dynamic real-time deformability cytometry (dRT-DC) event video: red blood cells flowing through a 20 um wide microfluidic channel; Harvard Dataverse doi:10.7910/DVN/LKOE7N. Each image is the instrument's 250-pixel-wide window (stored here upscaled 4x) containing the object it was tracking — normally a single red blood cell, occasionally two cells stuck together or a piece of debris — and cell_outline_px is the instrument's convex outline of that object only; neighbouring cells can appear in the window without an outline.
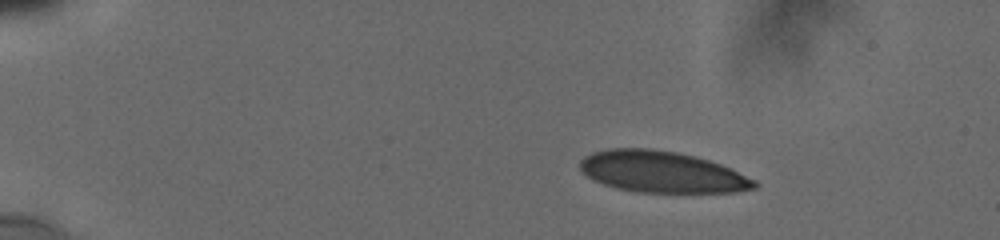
{"species": "human", "species_latin": "Homo sapiens", "temperature_condition": "cold", "stored_images_in_passage": 13, "camera_frame_rate_fps": 3000, "um_per_image_px": 0.085, "donor": {"sex": "male"}, "frame": {"image": 1, "passage_image": 1, "time_ms": 0.0, "image_size_px": [1000, 240], "cell_outline_px": [[760, 184], [756, 188], [736, 192], [636, 192], [616, 188], [592, 180], [580, 168], [580, 160], [584, 156], [592, 152], [608, 148], [652, 148], [676, 152], [696, 156], [720, 164], [756, 180]], "centroid_in_image_um": [56.25, 14.61], "position_along_channel_um": 28.7, "area_um2": 42.14}}
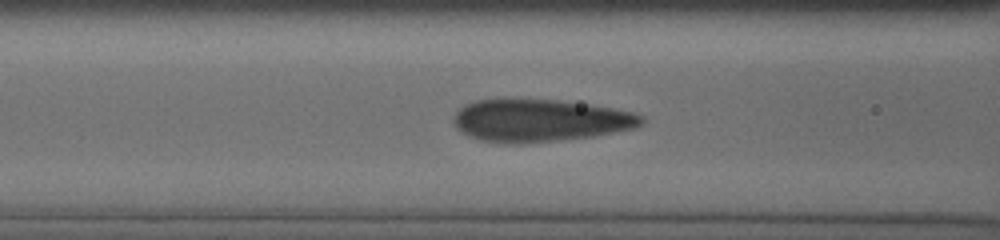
{"frame": {"image": 2, "passage_image": 12, "time_ms": 5.0, "image_size_px": [1000, 240], "cell_outline_px": [[644, 124], [636, 128], [596, 136], [560, 140], [520, 144], [508, 144], [480, 140], [468, 136], [456, 128], [452, 120], [452, 116], [456, 108], [472, 100], [556, 100], [608, 108], [632, 112], [644, 116]], "centroid_in_image_um": [45.83, 10.26], "position_along_channel_um": 120.8, "area_um2": 46.59}}